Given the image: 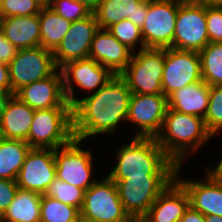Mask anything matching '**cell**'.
I'll use <instances>...</instances> for the list:
<instances>
[{
    "mask_svg": "<svg viewBox=\"0 0 222 222\" xmlns=\"http://www.w3.org/2000/svg\"><path fill=\"white\" fill-rule=\"evenodd\" d=\"M174 179L175 177H130L112 180L116 183L124 210L134 222H139Z\"/></svg>",
    "mask_w": 222,
    "mask_h": 222,
    "instance_id": "52a82bcc",
    "label": "cell"
},
{
    "mask_svg": "<svg viewBox=\"0 0 222 222\" xmlns=\"http://www.w3.org/2000/svg\"><path fill=\"white\" fill-rule=\"evenodd\" d=\"M80 143V140L73 139L55 149L56 178L86 191L97 180H90L93 155L90 150L81 149Z\"/></svg>",
    "mask_w": 222,
    "mask_h": 222,
    "instance_id": "7c38bea8",
    "label": "cell"
},
{
    "mask_svg": "<svg viewBox=\"0 0 222 222\" xmlns=\"http://www.w3.org/2000/svg\"><path fill=\"white\" fill-rule=\"evenodd\" d=\"M168 108L167 97L159 94L132 93L127 121L139 127L135 137L156 138L160 133Z\"/></svg>",
    "mask_w": 222,
    "mask_h": 222,
    "instance_id": "4fadbf2b",
    "label": "cell"
},
{
    "mask_svg": "<svg viewBox=\"0 0 222 222\" xmlns=\"http://www.w3.org/2000/svg\"><path fill=\"white\" fill-rule=\"evenodd\" d=\"M183 0L148 1V14L141 28L145 47L171 48L176 18Z\"/></svg>",
    "mask_w": 222,
    "mask_h": 222,
    "instance_id": "30bf717a",
    "label": "cell"
},
{
    "mask_svg": "<svg viewBox=\"0 0 222 222\" xmlns=\"http://www.w3.org/2000/svg\"><path fill=\"white\" fill-rule=\"evenodd\" d=\"M54 155L55 149L31 148L16 178L19 189L43 195L56 178Z\"/></svg>",
    "mask_w": 222,
    "mask_h": 222,
    "instance_id": "5bb4252c",
    "label": "cell"
},
{
    "mask_svg": "<svg viewBox=\"0 0 222 222\" xmlns=\"http://www.w3.org/2000/svg\"><path fill=\"white\" fill-rule=\"evenodd\" d=\"M99 29L128 19L137 27L142 28L148 14V1L144 0H101L93 11Z\"/></svg>",
    "mask_w": 222,
    "mask_h": 222,
    "instance_id": "44dd1931",
    "label": "cell"
},
{
    "mask_svg": "<svg viewBox=\"0 0 222 222\" xmlns=\"http://www.w3.org/2000/svg\"><path fill=\"white\" fill-rule=\"evenodd\" d=\"M206 23L209 42L222 43V1H206Z\"/></svg>",
    "mask_w": 222,
    "mask_h": 222,
    "instance_id": "e575fe53",
    "label": "cell"
},
{
    "mask_svg": "<svg viewBox=\"0 0 222 222\" xmlns=\"http://www.w3.org/2000/svg\"><path fill=\"white\" fill-rule=\"evenodd\" d=\"M211 137L204 118L167 108L161 131L155 139L166 155L179 166L188 151L195 152Z\"/></svg>",
    "mask_w": 222,
    "mask_h": 222,
    "instance_id": "3957f363",
    "label": "cell"
},
{
    "mask_svg": "<svg viewBox=\"0 0 222 222\" xmlns=\"http://www.w3.org/2000/svg\"><path fill=\"white\" fill-rule=\"evenodd\" d=\"M41 198V194L18 188L0 222H40Z\"/></svg>",
    "mask_w": 222,
    "mask_h": 222,
    "instance_id": "d4e9b609",
    "label": "cell"
},
{
    "mask_svg": "<svg viewBox=\"0 0 222 222\" xmlns=\"http://www.w3.org/2000/svg\"><path fill=\"white\" fill-rule=\"evenodd\" d=\"M205 222H222V217L215 215H208L205 216Z\"/></svg>",
    "mask_w": 222,
    "mask_h": 222,
    "instance_id": "7bdbcfd3",
    "label": "cell"
},
{
    "mask_svg": "<svg viewBox=\"0 0 222 222\" xmlns=\"http://www.w3.org/2000/svg\"><path fill=\"white\" fill-rule=\"evenodd\" d=\"M181 166H177L175 179L187 191L190 206L204 216L222 217V180L217 178L210 170H208L206 180L203 182L200 180H179Z\"/></svg>",
    "mask_w": 222,
    "mask_h": 222,
    "instance_id": "ac0fdd59",
    "label": "cell"
},
{
    "mask_svg": "<svg viewBox=\"0 0 222 222\" xmlns=\"http://www.w3.org/2000/svg\"><path fill=\"white\" fill-rule=\"evenodd\" d=\"M132 93L120 75H114L97 92L76 99L72 107L74 139L84 140L98 134L116 131L121 121H127Z\"/></svg>",
    "mask_w": 222,
    "mask_h": 222,
    "instance_id": "6da1fadb",
    "label": "cell"
},
{
    "mask_svg": "<svg viewBox=\"0 0 222 222\" xmlns=\"http://www.w3.org/2000/svg\"><path fill=\"white\" fill-rule=\"evenodd\" d=\"M131 51V53H130ZM133 53L106 29H99L92 40L89 58L120 75L128 66Z\"/></svg>",
    "mask_w": 222,
    "mask_h": 222,
    "instance_id": "d6986e66",
    "label": "cell"
},
{
    "mask_svg": "<svg viewBox=\"0 0 222 222\" xmlns=\"http://www.w3.org/2000/svg\"><path fill=\"white\" fill-rule=\"evenodd\" d=\"M40 21V46L54 51L70 29L72 22L62 18L49 6L44 5L38 14Z\"/></svg>",
    "mask_w": 222,
    "mask_h": 222,
    "instance_id": "484cf974",
    "label": "cell"
},
{
    "mask_svg": "<svg viewBox=\"0 0 222 222\" xmlns=\"http://www.w3.org/2000/svg\"><path fill=\"white\" fill-rule=\"evenodd\" d=\"M75 1L85 4L92 11H94L101 2V0H75Z\"/></svg>",
    "mask_w": 222,
    "mask_h": 222,
    "instance_id": "60d3db41",
    "label": "cell"
},
{
    "mask_svg": "<svg viewBox=\"0 0 222 222\" xmlns=\"http://www.w3.org/2000/svg\"><path fill=\"white\" fill-rule=\"evenodd\" d=\"M63 77V90L67 102L73 107L76 104L74 89L72 88L73 82L87 91L97 92L114 74L106 67L102 66L91 58H85L75 61H70L63 65L61 68ZM98 88V89H96Z\"/></svg>",
    "mask_w": 222,
    "mask_h": 222,
    "instance_id": "9a60e30c",
    "label": "cell"
},
{
    "mask_svg": "<svg viewBox=\"0 0 222 222\" xmlns=\"http://www.w3.org/2000/svg\"><path fill=\"white\" fill-rule=\"evenodd\" d=\"M0 31L18 49L40 46V21L38 15L2 18Z\"/></svg>",
    "mask_w": 222,
    "mask_h": 222,
    "instance_id": "603a6c76",
    "label": "cell"
},
{
    "mask_svg": "<svg viewBox=\"0 0 222 222\" xmlns=\"http://www.w3.org/2000/svg\"><path fill=\"white\" fill-rule=\"evenodd\" d=\"M34 112L35 109L13 95L0 120V138L26 142Z\"/></svg>",
    "mask_w": 222,
    "mask_h": 222,
    "instance_id": "7402d4cb",
    "label": "cell"
},
{
    "mask_svg": "<svg viewBox=\"0 0 222 222\" xmlns=\"http://www.w3.org/2000/svg\"><path fill=\"white\" fill-rule=\"evenodd\" d=\"M117 156V164L108 174L111 179L175 177L177 165L155 138L134 136L129 145L119 149Z\"/></svg>",
    "mask_w": 222,
    "mask_h": 222,
    "instance_id": "7a4b0ae2",
    "label": "cell"
},
{
    "mask_svg": "<svg viewBox=\"0 0 222 222\" xmlns=\"http://www.w3.org/2000/svg\"><path fill=\"white\" fill-rule=\"evenodd\" d=\"M217 178L222 180V158L220 159L214 170H210Z\"/></svg>",
    "mask_w": 222,
    "mask_h": 222,
    "instance_id": "b9f144b4",
    "label": "cell"
},
{
    "mask_svg": "<svg viewBox=\"0 0 222 222\" xmlns=\"http://www.w3.org/2000/svg\"><path fill=\"white\" fill-rule=\"evenodd\" d=\"M40 222H80V210L59 200L42 195Z\"/></svg>",
    "mask_w": 222,
    "mask_h": 222,
    "instance_id": "f1b7e54d",
    "label": "cell"
},
{
    "mask_svg": "<svg viewBox=\"0 0 222 222\" xmlns=\"http://www.w3.org/2000/svg\"><path fill=\"white\" fill-rule=\"evenodd\" d=\"M0 90L12 92L8 65L0 63Z\"/></svg>",
    "mask_w": 222,
    "mask_h": 222,
    "instance_id": "74e56055",
    "label": "cell"
},
{
    "mask_svg": "<svg viewBox=\"0 0 222 222\" xmlns=\"http://www.w3.org/2000/svg\"><path fill=\"white\" fill-rule=\"evenodd\" d=\"M30 149L25 141L0 138V179L16 181Z\"/></svg>",
    "mask_w": 222,
    "mask_h": 222,
    "instance_id": "4316f807",
    "label": "cell"
},
{
    "mask_svg": "<svg viewBox=\"0 0 222 222\" xmlns=\"http://www.w3.org/2000/svg\"><path fill=\"white\" fill-rule=\"evenodd\" d=\"M40 1L43 5H48L50 0H38Z\"/></svg>",
    "mask_w": 222,
    "mask_h": 222,
    "instance_id": "ee69618b",
    "label": "cell"
},
{
    "mask_svg": "<svg viewBox=\"0 0 222 222\" xmlns=\"http://www.w3.org/2000/svg\"><path fill=\"white\" fill-rule=\"evenodd\" d=\"M47 6L70 22L82 20L93 13L85 4L75 0H50Z\"/></svg>",
    "mask_w": 222,
    "mask_h": 222,
    "instance_id": "d6a6232c",
    "label": "cell"
},
{
    "mask_svg": "<svg viewBox=\"0 0 222 222\" xmlns=\"http://www.w3.org/2000/svg\"><path fill=\"white\" fill-rule=\"evenodd\" d=\"M84 193L83 189L55 178L43 195L55 198L64 204L81 210Z\"/></svg>",
    "mask_w": 222,
    "mask_h": 222,
    "instance_id": "f546056e",
    "label": "cell"
},
{
    "mask_svg": "<svg viewBox=\"0 0 222 222\" xmlns=\"http://www.w3.org/2000/svg\"><path fill=\"white\" fill-rule=\"evenodd\" d=\"M12 92L51 76L58 68L52 51L38 46L19 49L8 64Z\"/></svg>",
    "mask_w": 222,
    "mask_h": 222,
    "instance_id": "9c48e42d",
    "label": "cell"
},
{
    "mask_svg": "<svg viewBox=\"0 0 222 222\" xmlns=\"http://www.w3.org/2000/svg\"><path fill=\"white\" fill-rule=\"evenodd\" d=\"M83 222H134L123 208L116 183L107 175L84 193Z\"/></svg>",
    "mask_w": 222,
    "mask_h": 222,
    "instance_id": "8992f818",
    "label": "cell"
},
{
    "mask_svg": "<svg viewBox=\"0 0 222 222\" xmlns=\"http://www.w3.org/2000/svg\"><path fill=\"white\" fill-rule=\"evenodd\" d=\"M120 43L126 45L130 50L137 45L138 40L141 42V48H145L141 28L137 27L130 20L125 19L117 22L107 29Z\"/></svg>",
    "mask_w": 222,
    "mask_h": 222,
    "instance_id": "1f68e13d",
    "label": "cell"
},
{
    "mask_svg": "<svg viewBox=\"0 0 222 222\" xmlns=\"http://www.w3.org/2000/svg\"><path fill=\"white\" fill-rule=\"evenodd\" d=\"M18 50L0 31V63L8 65L17 55Z\"/></svg>",
    "mask_w": 222,
    "mask_h": 222,
    "instance_id": "8d00e7d4",
    "label": "cell"
},
{
    "mask_svg": "<svg viewBox=\"0 0 222 222\" xmlns=\"http://www.w3.org/2000/svg\"><path fill=\"white\" fill-rule=\"evenodd\" d=\"M43 6L38 0H0L2 18L38 15Z\"/></svg>",
    "mask_w": 222,
    "mask_h": 222,
    "instance_id": "836d02e7",
    "label": "cell"
},
{
    "mask_svg": "<svg viewBox=\"0 0 222 222\" xmlns=\"http://www.w3.org/2000/svg\"><path fill=\"white\" fill-rule=\"evenodd\" d=\"M179 222H205V216L189 206Z\"/></svg>",
    "mask_w": 222,
    "mask_h": 222,
    "instance_id": "f35d334b",
    "label": "cell"
},
{
    "mask_svg": "<svg viewBox=\"0 0 222 222\" xmlns=\"http://www.w3.org/2000/svg\"><path fill=\"white\" fill-rule=\"evenodd\" d=\"M73 139L72 108L35 110L26 140L31 148L57 149Z\"/></svg>",
    "mask_w": 222,
    "mask_h": 222,
    "instance_id": "277c9868",
    "label": "cell"
},
{
    "mask_svg": "<svg viewBox=\"0 0 222 222\" xmlns=\"http://www.w3.org/2000/svg\"><path fill=\"white\" fill-rule=\"evenodd\" d=\"M208 43L206 1L183 0L178 8L171 47L199 52Z\"/></svg>",
    "mask_w": 222,
    "mask_h": 222,
    "instance_id": "ba28073f",
    "label": "cell"
},
{
    "mask_svg": "<svg viewBox=\"0 0 222 222\" xmlns=\"http://www.w3.org/2000/svg\"><path fill=\"white\" fill-rule=\"evenodd\" d=\"M165 63V48L139 49L132 55L120 76L126 81L131 93H162V76Z\"/></svg>",
    "mask_w": 222,
    "mask_h": 222,
    "instance_id": "5b68a950",
    "label": "cell"
},
{
    "mask_svg": "<svg viewBox=\"0 0 222 222\" xmlns=\"http://www.w3.org/2000/svg\"><path fill=\"white\" fill-rule=\"evenodd\" d=\"M189 206L187 191L174 179L139 222H179Z\"/></svg>",
    "mask_w": 222,
    "mask_h": 222,
    "instance_id": "ffe728a7",
    "label": "cell"
},
{
    "mask_svg": "<svg viewBox=\"0 0 222 222\" xmlns=\"http://www.w3.org/2000/svg\"><path fill=\"white\" fill-rule=\"evenodd\" d=\"M199 55L203 81L209 86L222 85V43L209 42Z\"/></svg>",
    "mask_w": 222,
    "mask_h": 222,
    "instance_id": "83f0119b",
    "label": "cell"
},
{
    "mask_svg": "<svg viewBox=\"0 0 222 222\" xmlns=\"http://www.w3.org/2000/svg\"><path fill=\"white\" fill-rule=\"evenodd\" d=\"M57 71L45 79L25 85L14 95L35 110L72 108L64 94L61 70Z\"/></svg>",
    "mask_w": 222,
    "mask_h": 222,
    "instance_id": "e0dca14e",
    "label": "cell"
},
{
    "mask_svg": "<svg viewBox=\"0 0 222 222\" xmlns=\"http://www.w3.org/2000/svg\"><path fill=\"white\" fill-rule=\"evenodd\" d=\"M99 30L94 13L87 18L72 22L70 29L52 52L55 65L61 68L70 61L89 58L92 40Z\"/></svg>",
    "mask_w": 222,
    "mask_h": 222,
    "instance_id": "2e32d148",
    "label": "cell"
},
{
    "mask_svg": "<svg viewBox=\"0 0 222 222\" xmlns=\"http://www.w3.org/2000/svg\"><path fill=\"white\" fill-rule=\"evenodd\" d=\"M196 1H208V2H215V1H222V0H196Z\"/></svg>",
    "mask_w": 222,
    "mask_h": 222,
    "instance_id": "f6af8a7d",
    "label": "cell"
},
{
    "mask_svg": "<svg viewBox=\"0 0 222 222\" xmlns=\"http://www.w3.org/2000/svg\"><path fill=\"white\" fill-rule=\"evenodd\" d=\"M210 86L203 80L173 92L168 98V108L180 113L205 118L209 104Z\"/></svg>",
    "mask_w": 222,
    "mask_h": 222,
    "instance_id": "cb8c5ba5",
    "label": "cell"
},
{
    "mask_svg": "<svg viewBox=\"0 0 222 222\" xmlns=\"http://www.w3.org/2000/svg\"><path fill=\"white\" fill-rule=\"evenodd\" d=\"M14 95L13 92L10 91H2L0 90V120L5 112V108L11 97Z\"/></svg>",
    "mask_w": 222,
    "mask_h": 222,
    "instance_id": "ab89813d",
    "label": "cell"
},
{
    "mask_svg": "<svg viewBox=\"0 0 222 222\" xmlns=\"http://www.w3.org/2000/svg\"><path fill=\"white\" fill-rule=\"evenodd\" d=\"M204 120L212 136L222 129V85L210 86L209 104Z\"/></svg>",
    "mask_w": 222,
    "mask_h": 222,
    "instance_id": "4dcf8cb0",
    "label": "cell"
},
{
    "mask_svg": "<svg viewBox=\"0 0 222 222\" xmlns=\"http://www.w3.org/2000/svg\"><path fill=\"white\" fill-rule=\"evenodd\" d=\"M18 188L16 181L0 179V217L12 203Z\"/></svg>",
    "mask_w": 222,
    "mask_h": 222,
    "instance_id": "d590c367",
    "label": "cell"
},
{
    "mask_svg": "<svg viewBox=\"0 0 222 222\" xmlns=\"http://www.w3.org/2000/svg\"><path fill=\"white\" fill-rule=\"evenodd\" d=\"M201 60L198 51L165 49L162 93L168 98L173 92L201 81Z\"/></svg>",
    "mask_w": 222,
    "mask_h": 222,
    "instance_id": "8fae6325",
    "label": "cell"
}]
</instances>
